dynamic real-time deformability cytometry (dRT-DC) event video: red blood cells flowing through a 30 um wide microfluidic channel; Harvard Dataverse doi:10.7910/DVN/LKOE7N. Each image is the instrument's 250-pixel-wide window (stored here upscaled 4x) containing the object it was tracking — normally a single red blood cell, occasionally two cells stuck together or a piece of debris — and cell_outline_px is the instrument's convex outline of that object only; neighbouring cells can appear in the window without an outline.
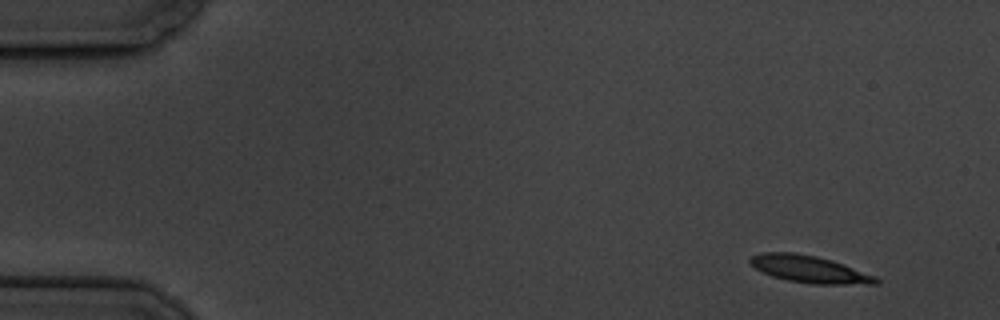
{"species": "common noctule bat (a hibernating species)", "species_latin": "Nyctalus noctula", "temperature_condition": "cold", "stored_images_in_passage": 8, "camera_frame_rate_fps": 3000, "um_per_image_px": 0.085, "animal": {"sex": "male", "body_mass_g": 19.5, "forearm_length_mm": 54.6}, "frame": {"image": 1, "passage_image": 1, "time_ms": 0.0, "image_size_px": [1000, 320], "cell_outline_px": [[880, 284], [812, 284], [788, 280], [772, 276], [756, 268], [748, 260], [752, 256], [760, 252], [796, 252], [816, 256], [832, 260], [844, 264], [876, 276], [880, 280]], "centroid_in_image_um": [68.83, 22.87], "position_along_channel_um": 16.2, "area_um2": 19.88}}
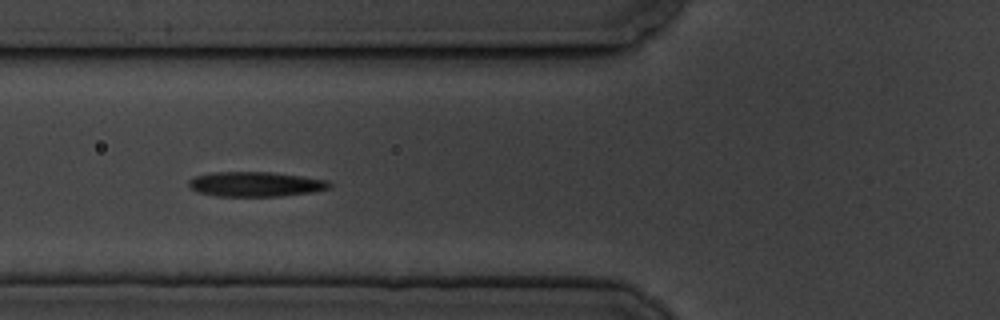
{"frame": {"image": 2, "passage_image": 6, "time_ms": 5.667, "image_size_px": [1000, 320], "cell_outline_px": [[332, 188], [312, 192], [280, 196], [216, 196], [200, 192], [192, 188], [188, 184], [188, 180], [196, 176], [212, 172], [272, 172], [304, 176], [328, 180], [332, 184]], "centroid_in_image_um": [21.78, 15.65], "position_along_channel_um": 104.0, "area_um2": 20.4}}
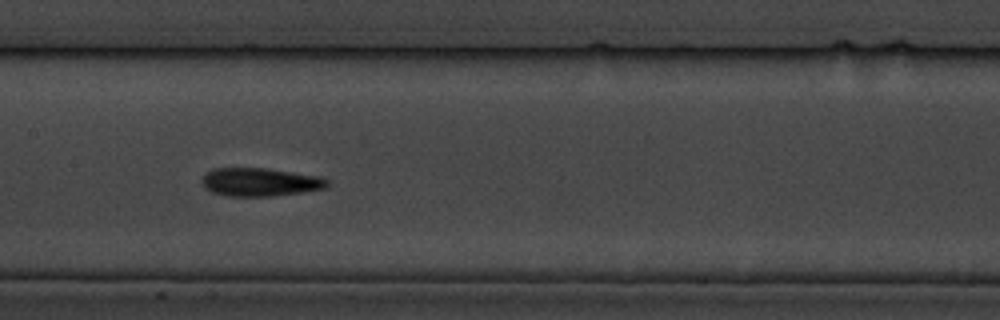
{"frame": {"image": 3, "passage_image": 8, "time_ms": 8.0, "image_size_px": [1000, 320], "cell_outline_px": [[328, 188], [272, 196], [228, 196], [212, 192], [204, 188], [200, 180], [212, 168], [268, 168], [320, 176], [328, 180]], "centroid_in_image_um": [22.1, 15.47], "position_along_channel_um": 185.3, "area_um2": 20.75}}